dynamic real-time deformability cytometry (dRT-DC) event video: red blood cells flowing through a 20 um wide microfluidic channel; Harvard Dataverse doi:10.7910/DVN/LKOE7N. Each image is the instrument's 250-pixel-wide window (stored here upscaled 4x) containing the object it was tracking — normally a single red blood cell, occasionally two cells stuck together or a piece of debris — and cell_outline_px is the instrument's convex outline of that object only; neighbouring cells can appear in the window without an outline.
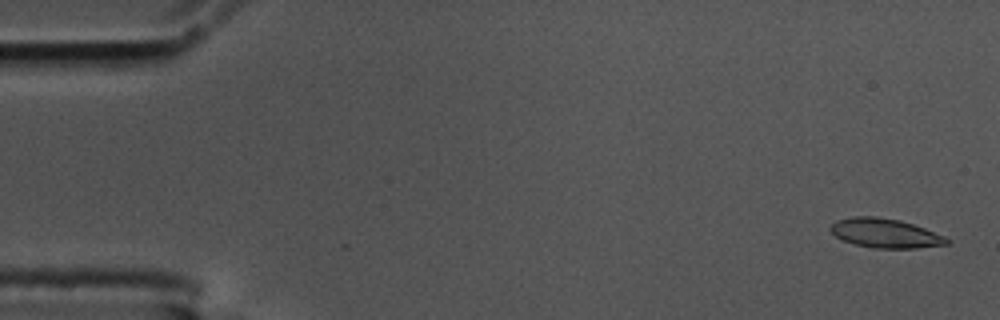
{"species": "common noctule bat (a hibernating species)", "species_latin": "Nyctalus noctula", "temperature_condition": "cold", "stored_images_in_passage": 56, "camera_frame_rate_fps": 3000, "um_per_image_px": 0.085, "animal": {"sex": "male", "body_mass_g": 17.5, "forearm_length_mm": 52.3}, "frame": {"image": 1, "passage_image": 2, "time_ms": 0.333, "image_size_px": [1000, 320], "cell_outline_px": [[952, 240], [948, 244], [916, 248], [872, 248], [840, 240], [828, 228], [836, 220], [852, 216], [876, 216], [900, 220], [924, 228], [944, 236]], "centroid_in_image_um": [75.22, 19.82], "position_along_channel_um": 9.8, "area_um2": 19.88}}
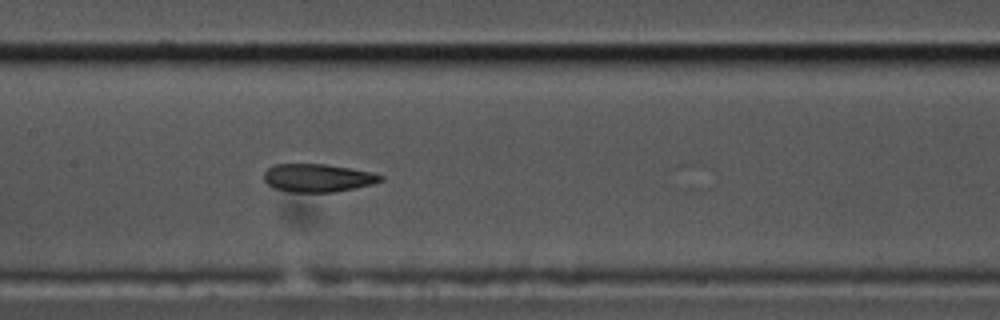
{"frame": {"image": 2, "passage_image": 27, "time_ms": 8.667, "image_size_px": [1000, 320], "cell_outline_px": [[384, 180], [372, 184], [332, 192], [292, 192], [272, 188], [264, 180], [264, 172], [268, 168], [276, 164], [324, 164], [372, 172], [384, 176]], "centroid_in_image_um": [26.99, 15.12], "position_along_channel_um": 180.4, "area_um2": 18.96}}
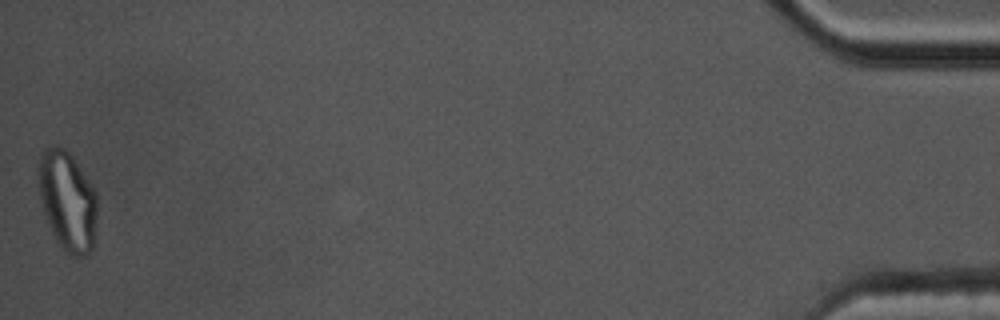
{"frame": {"image": 3, "passage_image": 56, "time_ms": 18.333, "image_size_px": [1000, 320], "cell_outline_px": [[96, 244], [84, 256], [76, 256], [68, 252], [56, 240], [48, 224], [40, 200], [36, 168], [40, 152], [44, 148], [56, 144], [64, 148], [72, 156], [96, 192]], "centroid_in_image_um": [5.71, 17.03], "position_along_channel_um": 429.5, "area_um2": 34.45}, "authors_computed_cell_mechanics": {"area_um2": 20.2589, "velocity_mm_per_s": 3.576, "shape_relaxation_time_tau1_ms": null, "shape_relaxation_time_tau2_ms": 1.9299, "deformation_change_tau1": null, "deformation_change_tau2": 0.0887}}